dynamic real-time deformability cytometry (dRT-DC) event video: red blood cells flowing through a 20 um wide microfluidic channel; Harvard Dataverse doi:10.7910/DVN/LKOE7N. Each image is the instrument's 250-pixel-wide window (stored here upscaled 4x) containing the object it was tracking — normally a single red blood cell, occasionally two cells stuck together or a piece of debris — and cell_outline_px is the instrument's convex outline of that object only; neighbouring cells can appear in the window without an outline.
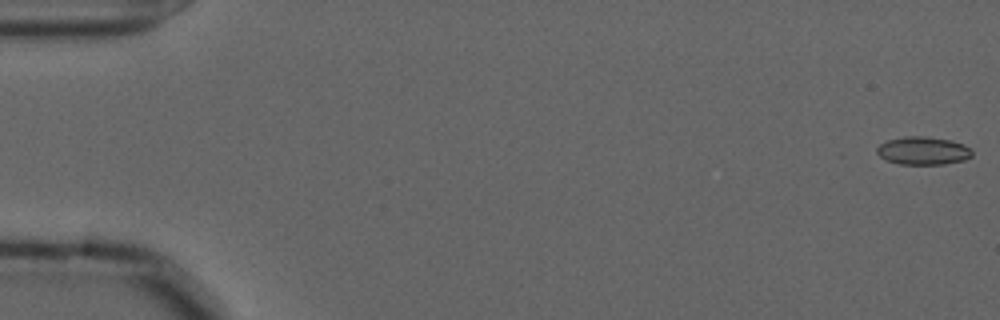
{"species": "common noctule bat (a hibernating species)", "species_latin": "Nyctalus noctula", "temperature_condition": "cold", "stored_images_in_passage": 57, "camera_frame_rate_fps": 3000, "um_per_image_px": 0.085, "animal": {"sex": "male", "forearm_length_mm": 52.5}, "frame": {"image": 1, "passage_image": 1, "time_ms": 0.0, "image_size_px": [1000, 320], "cell_outline_px": [[972, 156], [964, 160], [944, 164], [900, 164], [884, 160], [876, 152], [876, 148], [880, 144], [888, 140], [904, 136], [924, 136], [948, 140], [964, 144], [972, 152]], "centroid_in_image_um": [78.42, 12.81], "position_along_channel_um": 6.6, "area_um2": 15.49}}
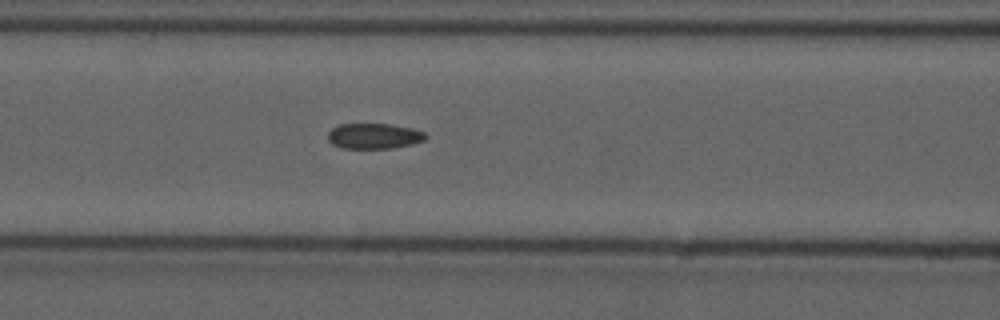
{"frame": {"image": 2, "passage_image": 24, "time_ms": 7.667, "image_size_px": [1000, 320], "cell_outline_px": [[428, 136], [424, 140], [412, 144], [392, 148], [344, 148], [332, 144], [328, 140], [328, 132], [332, 128], [340, 124], [392, 124], [412, 128], [424, 132]], "centroid_in_image_um": [31.8, 11.56], "position_along_channel_um": 134.8, "area_um2": 14.51}}
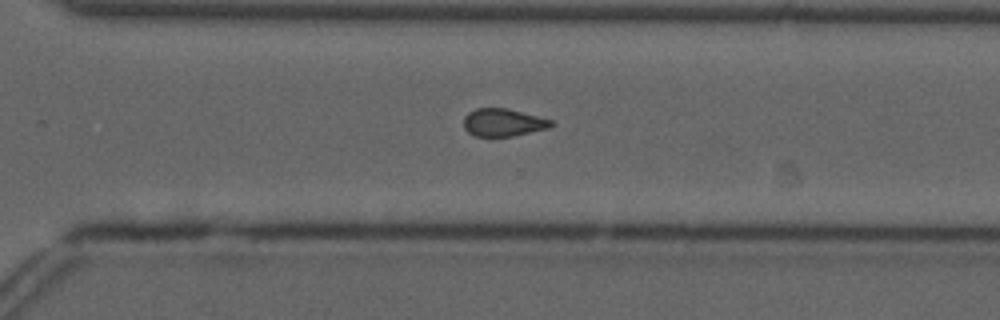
{"frame": {"image": 3, "passage_image": 40, "time_ms": 13.0, "image_size_px": [1000, 320], "cell_outline_px": [[556, 124], [548, 128], [512, 136], [476, 136], [468, 132], [464, 128], [464, 116], [468, 112], [476, 108], [508, 108], [552, 120]], "centroid_in_image_um": [42.77, 10.4], "position_along_channel_um": 327.8, "area_um2": 14.1}, "authors_computed_cell_mechanics": {"area_um2": 14.9124, "velocity_mm_per_s": 3.6321, "shape_relaxation_time_tau1_ms": null, "shape_relaxation_time_tau2_ms": 3.2857, "deformation_change_tau1": null, "deformation_change_tau2": 0.1044}}